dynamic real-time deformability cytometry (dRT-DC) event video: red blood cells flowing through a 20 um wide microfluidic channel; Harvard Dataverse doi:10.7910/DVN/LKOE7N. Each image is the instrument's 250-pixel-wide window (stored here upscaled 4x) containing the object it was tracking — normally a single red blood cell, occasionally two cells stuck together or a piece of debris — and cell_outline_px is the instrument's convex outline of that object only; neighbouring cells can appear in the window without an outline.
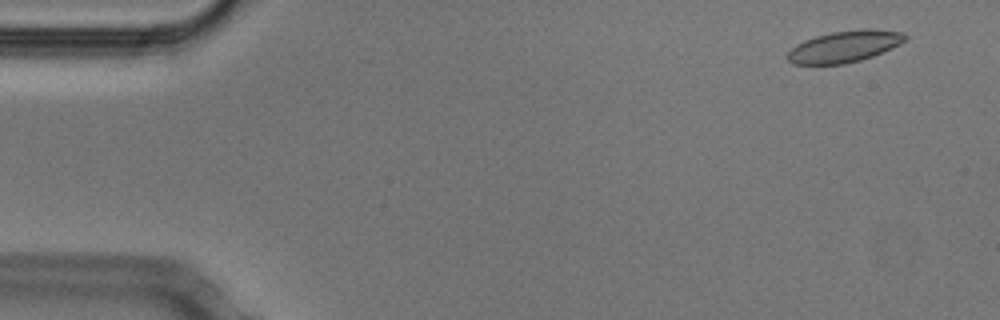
{"species": "Egyptian fruit bat (a non-hibernating species)", "species_latin": "Rousettus aegyptiacus", "temperature_condition": "cold", "stored_images_in_passage": 53, "camera_frame_rate_fps": 3000, "um_per_image_px": 0.085, "animal": {"sex": "male"}, "frame": {"image": 1, "passage_image": 4, "time_ms": 1.0, "image_size_px": [1000, 320], "cell_outline_px": [[908, 40], [892, 48], [872, 56], [860, 60], [844, 64], [792, 64], [784, 56], [796, 44], [804, 40], [816, 36], [832, 32], [864, 28], [872, 28], [904, 32], [908, 36]], "centroid_in_image_um": [71.8, 3.94], "position_along_channel_um": 13.2, "area_um2": 21.85}}
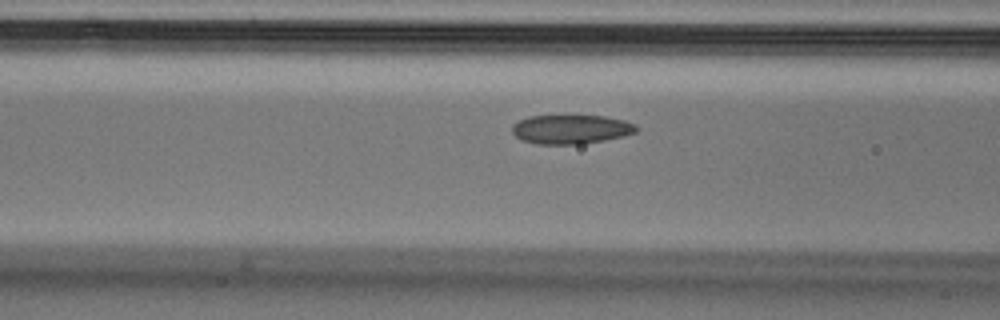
{"frame": {"image": 2, "passage_image": 21, "time_ms": 6.667, "image_size_px": [1000, 320], "cell_outline_px": [[640, 128], [636, 132], [624, 136], [604, 140], [580, 144], [536, 144], [520, 140], [512, 132], [512, 124], [528, 116], [604, 116], [624, 120], [636, 124]], "centroid_in_image_um": [48.54, 10.99], "position_along_channel_um": 118.1, "area_um2": 21.15}}
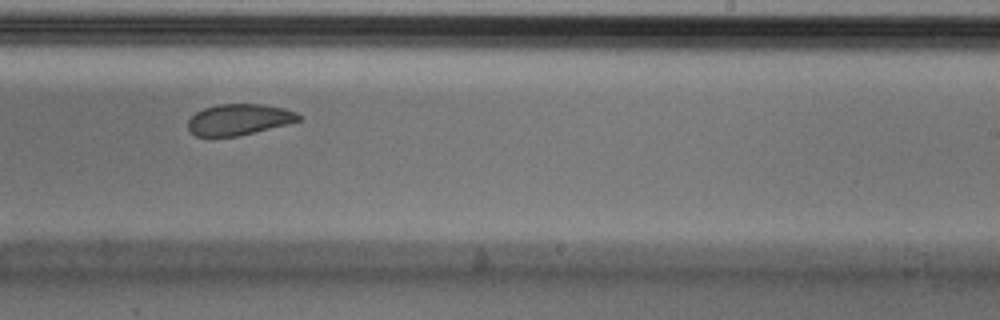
{"frame": {"image": 3, "passage_image": 33, "time_ms": 10.667, "image_size_px": [1000, 320], "cell_outline_px": [[300, 120], [236, 136], [196, 136], [188, 128], [188, 120], [196, 112], [204, 108], [216, 104], [260, 104], [284, 108], [296, 112], [300, 116]], "centroid_in_image_um": [20.27, 10.14], "position_along_channel_um": 268.7, "area_um2": 19.59}, "authors_computed_cell_mechanics": {"area_um2": 21.8484, "velocity_mm_per_s": 3.7738, "shape_relaxation_time_tau1_ms": 7.5346, "shape_relaxation_time_tau2_ms": 1.697, "deformation_change_tau1": 0.1212, "deformation_change_tau2": 0.0557}}